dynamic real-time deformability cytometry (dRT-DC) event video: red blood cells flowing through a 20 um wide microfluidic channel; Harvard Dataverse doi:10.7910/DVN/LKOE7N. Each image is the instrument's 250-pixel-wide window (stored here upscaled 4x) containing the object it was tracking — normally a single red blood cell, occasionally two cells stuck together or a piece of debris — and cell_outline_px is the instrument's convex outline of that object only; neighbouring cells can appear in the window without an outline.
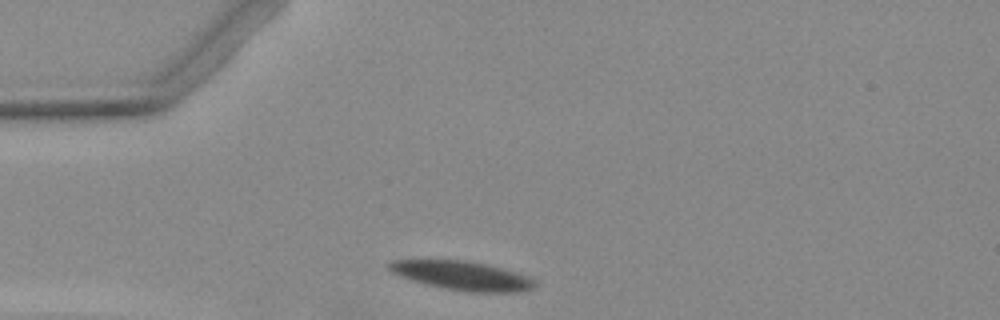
{"species": "Egyptian fruit bat (a non-hibernating species)", "species_latin": "Rousettus aegyptiacus", "temperature_condition": "warm", "stored_images_in_passage": 4, "camera_frame_rate_fps": 3000, "um_per_image_px": 0.085, "animal": {"sex": "female"}, "frame": {"image": 1, "passage_image": 1, "time_ms": 0.0, "image_size_px": [1000, 320], "cell_outline_px": [[536, 284], [532, 288], [524, 292], [468, 292], [444, 288], [412, 280], [400, 276], [392, 272], [388, 268], [388, 264], [392, 260], [464, 260], [484, 264], [516, 272], [532, 280]], "centroid_in_image_um": [39.26, 23.43], "position_along_channel_um": 45.7, "area_um2": 24.16}}
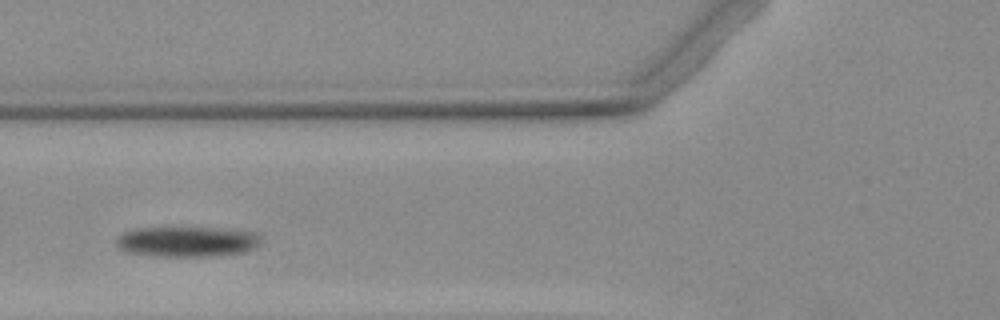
{"frame": {"image": 2, "passage_image": 3, "time_ms": 2.333, "image_size_px": [1000, 320], "cell_outline_px": [[260, 240], [256, 248], [244, 252], [212, 256], [152, 256], [128, 252], [120, 248], [116, 244], [116, 240], [124, 232], [136, 228], [224, 228], [256, 232], [260, 236]], "centroid_in_image_um": [15.93, 20.53], "position_along_channel_um": 109.9, "area_um2": 25.55}}
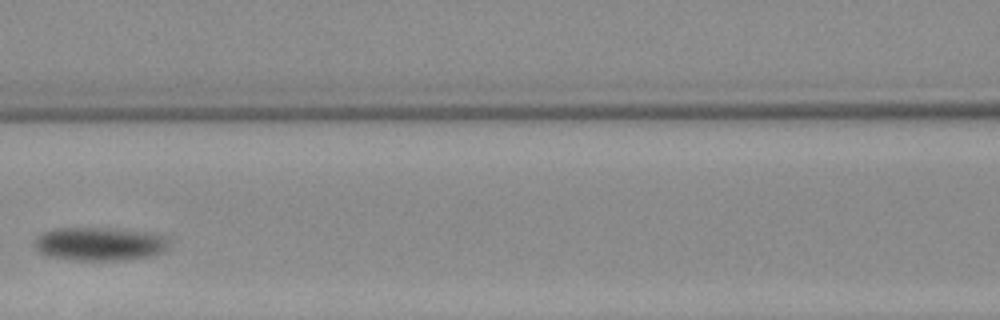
{"frame": {"image": 3, "passage_image": 4, "time_ms": 3.667, "image_size_px": [1000, 320], "cell_outline_px": [[168, 248], [164, 252], [148, 256], [124, 260], [72, 260], [48, 256], [40, 252], [36, 248], [36, 240], [44, 232], [52, 228], [108, 228], [148, 232], [168, 236]], "centroid_in_image_um": [8.51, 20.73], "position_along_channel_um": 158.1, "area_um2": 26.18}}